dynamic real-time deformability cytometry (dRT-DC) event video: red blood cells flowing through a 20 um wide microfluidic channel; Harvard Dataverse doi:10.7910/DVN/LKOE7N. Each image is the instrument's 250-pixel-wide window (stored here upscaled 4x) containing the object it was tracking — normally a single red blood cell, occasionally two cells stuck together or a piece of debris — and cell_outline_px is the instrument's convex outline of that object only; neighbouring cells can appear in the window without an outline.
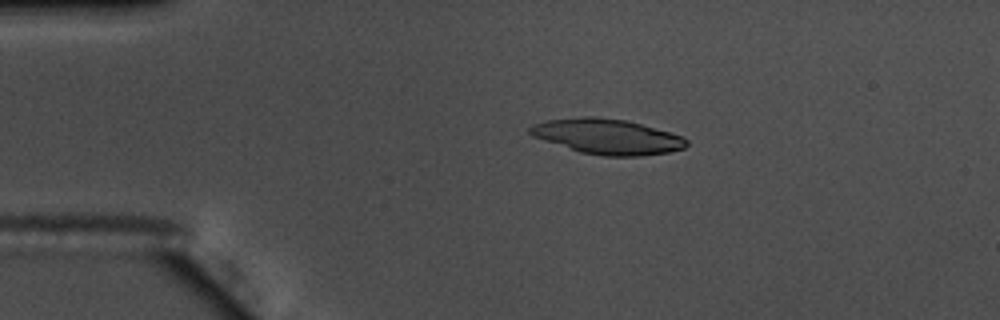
{"species": "common noctule bat (a hibernating species)", "species_latin": "Nyctalus noctula", "temperature_condition": "warm", "stored_images_in_passage": 41, "camera_frame_rate_fps": 3000, "um_per_image_px": 0.085, "animal": {"sex": "male", "body_mass_g": 17.5, "forearm_length_mm": 52.3}, "frame": {"image": 1, "passage_image": 5, "time_ms": 1.333, "image_size_px": [1000, 320], "cell_outline_px": [[688, 144], [684, 148], [668, 152], [640, 156], [604, 156], [580, 152], [532, 136], [528, 132], [528, 128], [532, 124], [548, 120], [580, 116], [596, 116], [628, 120], [684, 136], [688, 140]], "centroid_in_image_um": [51.63, 11.59], "position_along_channel_um": 33.4, "area_um2": 32.31}}
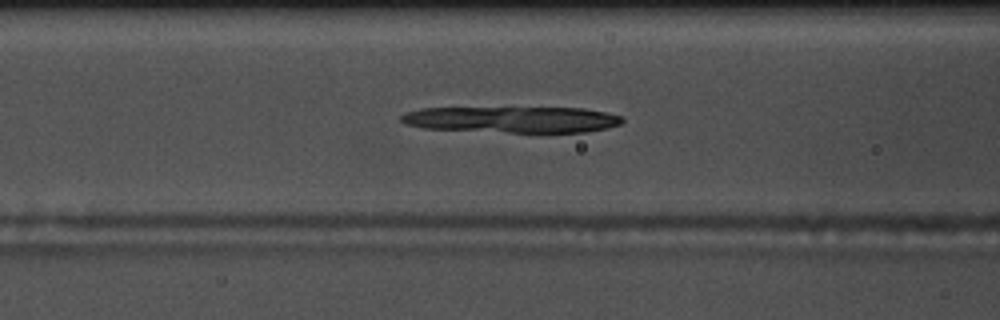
{"frame": {"image": 2, "passage_image": 16, "time_ms": 5.0, "image_size_px": [1000, 320], "cell_outline_px": [[624, 120], [620, 124], [608, 128], [584, 132], [508, 132], [424, 128], [404, 124], [400, 120], [400, 116], [408, 112], [420, 108], [584, 108], [604, 112], [620, 116]], "centroid_in_image_um": [43.53, 10.16], "position_along_channel_um": 123.1, "area_um2": 33.52}}